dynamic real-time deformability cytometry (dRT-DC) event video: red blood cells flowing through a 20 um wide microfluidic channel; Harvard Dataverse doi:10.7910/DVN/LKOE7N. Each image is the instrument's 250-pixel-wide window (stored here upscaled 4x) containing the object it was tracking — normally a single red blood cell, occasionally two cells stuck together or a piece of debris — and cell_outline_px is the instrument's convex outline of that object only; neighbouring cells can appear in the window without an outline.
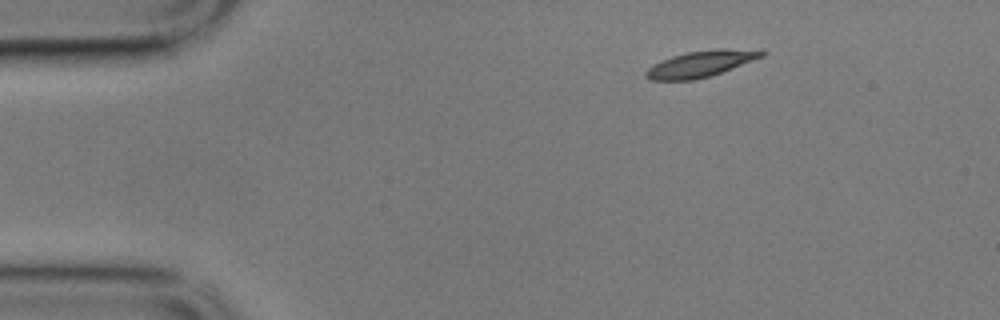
{"species": "common noctule bat (a hibernating species)", "species_latin": "Nyctalus noctula", "temperature_condition": "cold", "stored_images_in_passage": 4, "camera_frame_rate_fps": 3000, "um_per_image_px": 0.085, "animal": {"sex": "male", "body_mass_g": 17.9}, "frame": {"image": 1, "passage_image": 1, "time_ms": 0.0, "image_size_px": [1000, 320], "cell_outline_px": [[768, 52], [764, 56], [732, 68], [708, 76], [692, 80], [652, 80], [644, 76], [644, 72], [652, 64], [672, 56], [688, 52], [716, 48], [724, 48]], "centroid_in_image_um": [59.5, 5.42], "position_along_channel_um": 25.5, "area_um2": 17.4}}
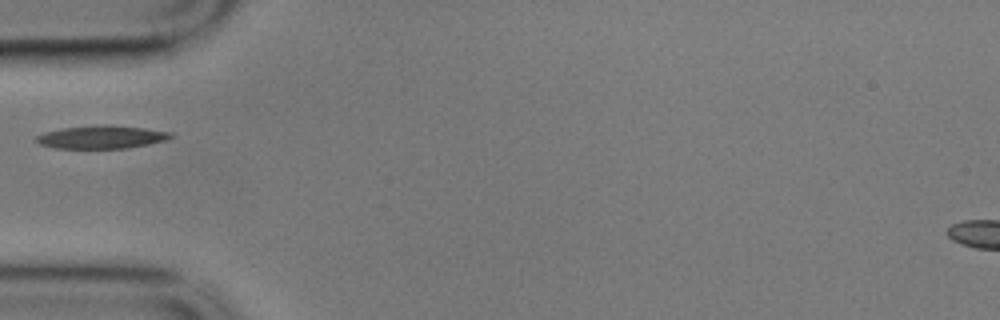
{"frame": {"image": 2, "passage_image": 4, "time_ms": 1.0, "image_size_px": [1000, 320], "cell_outline_px": [[176, 136], [164, 140], [148, 144], [124, 148], [56, 148], [40, 144], [36, 140], [36, 136], [44, 132], [60, 128], [104, 124], [108, 124], [144, 128], [172, 132]], "centroid_in_image_um": [8.64, 11.63], "position_along_channel_um": 76.4, "area_um2": 18.03}}